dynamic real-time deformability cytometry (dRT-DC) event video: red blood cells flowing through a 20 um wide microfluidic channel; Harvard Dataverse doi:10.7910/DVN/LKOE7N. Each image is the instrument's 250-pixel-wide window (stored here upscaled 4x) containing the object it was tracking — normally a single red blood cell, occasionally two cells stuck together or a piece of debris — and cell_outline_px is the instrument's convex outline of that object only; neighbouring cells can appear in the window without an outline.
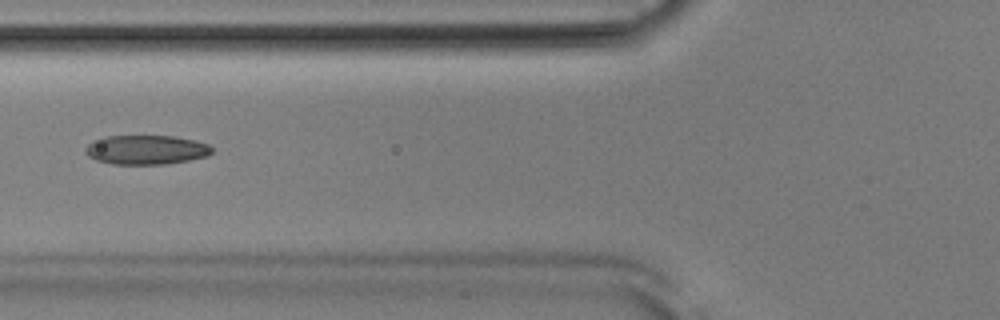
{"species": "Egyptian fruit bat (a non-hibernating species)", "species_latin": "Rousettus aegyptiacus", "temperature_condition": "room temperature", "stored_images_in_passage": 45, "camera_frame_rate_fps": 3000, "um_per_image_px": 0.085, "animal": {"sex": "male"}, "frame": {"image": 1, "passage_image": 12, "time_ms": 3.667, "image_size_px": [1000, 320], "cell_outline_px": [[212, 152], [208, 156], [188, 160], [164, 164], [112, 164], [96, 160], [88, 156], [84, 152], [84, 148], [92, 140], [104, 136], [172, 136], [192, 140], [208, 144], [212, 148]], "centroid_in_image_um": [12.37, 12.73], "position_along_channel_um": 113.4, "area_um2": 21.62}}
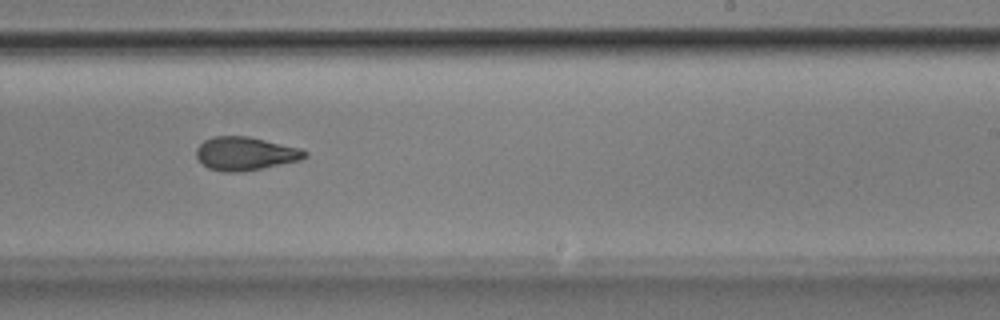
{"frame": {"image": 2, "passage_image": 24, "time_ms": 7.667, "image_size_px": [1000, 320], "cell_outline_px": [[308, 156], [300, 160], [240, 172], [224, 172], [208, 168], [196, 156], [196, 148], [204, 140], [212, 136], [248, 136], [300, 148], [308, 152]], "centroid_in_image_um": [20.84, 13.04], "position_along_channel_um": 268.2, "area_um2": 20.98}}
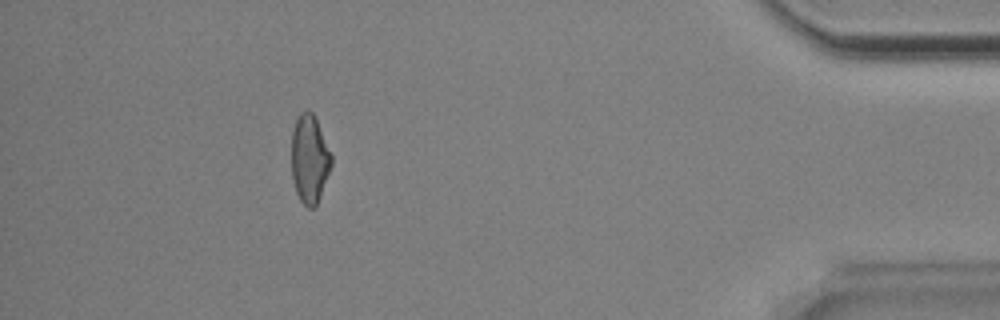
{"frame": {"image": 3, "passage_image": 39, "time_ms": 12.667, "image_size_px": [1000, 320], "cell_outline_px": [[332, 164], [320, 196], [316, 204], [312, 208], [308, 208], [300, 200], [296, 192], [292, 176], [292, 128], [300, 112], [308, 108], [316, 116], [332, 156]], "centroid_in_image_um": [26.31, 13.45], "position_along_channel_um": 408.9, "area_um2": 20.63}}